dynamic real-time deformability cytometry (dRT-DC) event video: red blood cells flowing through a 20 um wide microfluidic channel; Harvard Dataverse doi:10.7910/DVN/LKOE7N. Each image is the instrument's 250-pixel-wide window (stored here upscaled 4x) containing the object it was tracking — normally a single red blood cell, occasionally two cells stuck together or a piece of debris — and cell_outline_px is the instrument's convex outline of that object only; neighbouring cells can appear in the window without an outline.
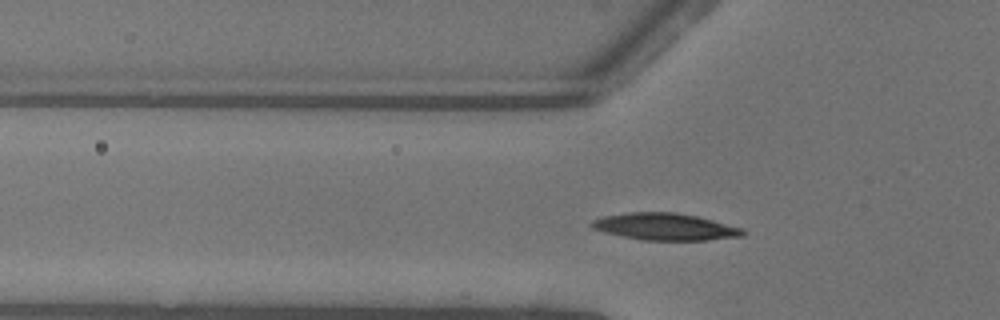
{"species": "common noctule bat (a hibernating species)", "species_latin": "Nyctalus noctula", "temperature_condition": "warm", "stored_images_in_passage": 45, "camera_frame_rate_fps": 3000, "um_per_image_px": 0.085, "animal": {"sex": "female"}, "frame": {"image": 1, "passage_image": 10, "time_ms": 3.0, "image_size_px": [1000, 320], "cell_outline_px": [[748, 232], [744, 236], [708, 240], [640, 240], [620, 236], [604, 232], [592, 228], [588, 224], [592, 220], [604, 216], [628, 212], [676, 212], [696, 216], [744, 228]], "centroid_in_image_um": [56.54, 19.27], "position_along_channel_um": 69.3, "area_um2": 23.99}}
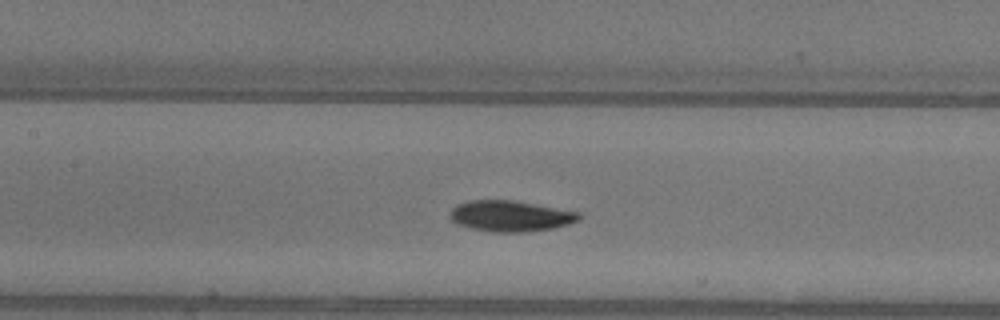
{"frame": {"image": 2, "passage_image": 17, "time_ms": 5.333, "image_size_px": [1000, 320], "cell_outline_px": [[580, 220], [568, 224], [552, 228], [524, 232], [492, 232], [472, 228], [456, 224], [448, 216], [452, 208], [456, 204], [468, 200], [512, 200], [580, 212]], "centroid_in_image_um": [43.35, 18.36], "position_along_channel_um": 164.1, "area_um2": 23.24}}
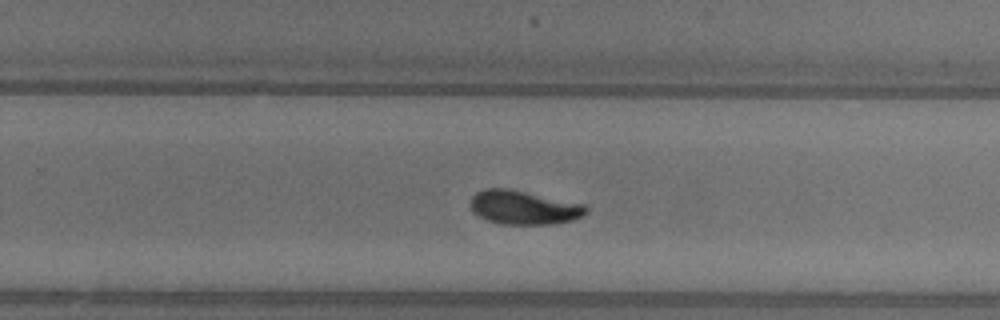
{"frame": {"image": 3, "passage_image": 26, "time_ms": 8.333, "image_size_px": [1000, 320], "cell_outline_px": [[588, 212], [584, 216], [572, 220], [552, 224], [500, 224], [484, 220], [472, 212], [472, 196], [476, 192], [484, 188], [504, 188], [588, 204]], "centroid_in_image_um": [44.55, 17.64], "position_along_channel_um": 285.3, "area_um2": 23.0}, "authors_computed_cell_mechanics": {"area_um2": 22.4842, "velocity_mm_per_s": 4.0673, "shape_relaxation_time_tau1_ms": 4.4885, "shape_relaxation_time_tau2_ms": 10.0836, "deformation_change_tau1": 0.1723, "deformation_change_tau2": 0.13}}